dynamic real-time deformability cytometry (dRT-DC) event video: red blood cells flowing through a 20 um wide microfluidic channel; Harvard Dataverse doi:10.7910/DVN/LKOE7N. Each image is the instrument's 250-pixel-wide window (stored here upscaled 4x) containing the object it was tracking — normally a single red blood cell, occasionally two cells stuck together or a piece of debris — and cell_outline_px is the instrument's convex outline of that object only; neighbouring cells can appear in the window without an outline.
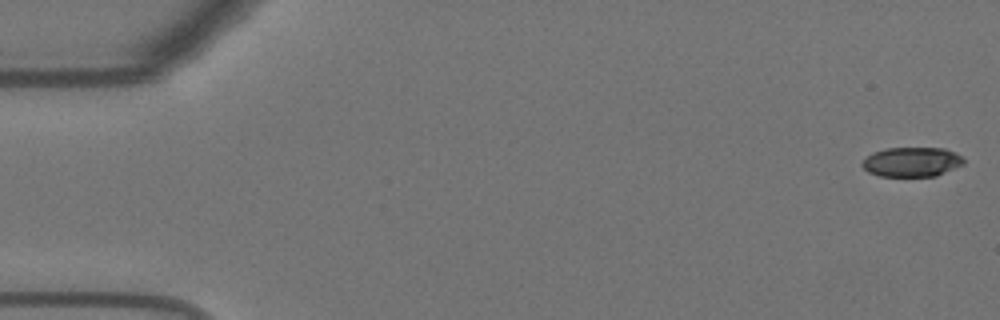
{"species": "Egyptian fruit bat (a non-hibernating species)", "species_latin": "Rousettus aegyptiacus", "temperature_condition": "warm", "stored_images_in_passage": 54, "camera_frame_rate_fps": 3000, "um_per_image_px": 0.085, "animal": {"sex": "female"}, "frame": {"image": 1, "passage_image": 1, "time_ms": 0.0, "image_size_px": [1000, 320], "cell_outline_px": [[964, 164], [936, 176], [880, 176], [868, 172], [860, 164], [872, 152], [884, 148], [944, 148], [956, 152], [964, 156]], "centroid_in_image_um": [77.53, 13.75], "position_along_channel_um": 7.5, "area_um2": 17.63}}
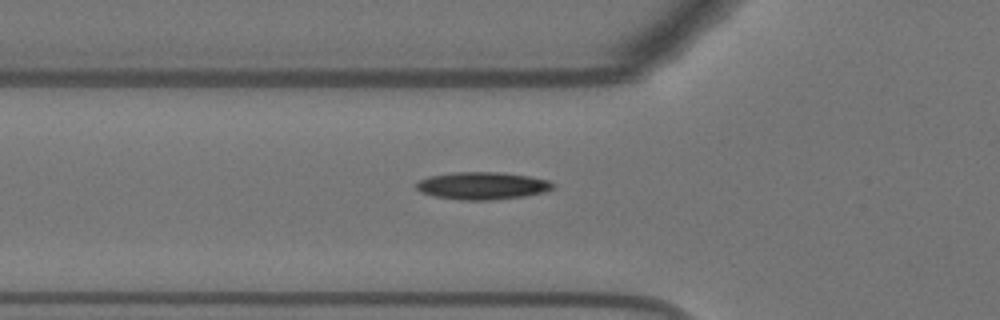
{"frame": {"image": 2, "passage_image": 19, "time_ms": 6.0, "image_size_px": [1000, 320], "cell_outline_px": [[556, 188], [544, 192], [524, 196], [492, 200], [460, 200], [436, 196], [420, 192], [416, 188], [416, 180], [428, 176], [452, 172], [500, 172], [528, 176], [548, 180], [556, 184]], "centroid_in_image_um": [40.99, 15.78], "position_along_channel_um": 84.8, "area_um2": 22.08}}
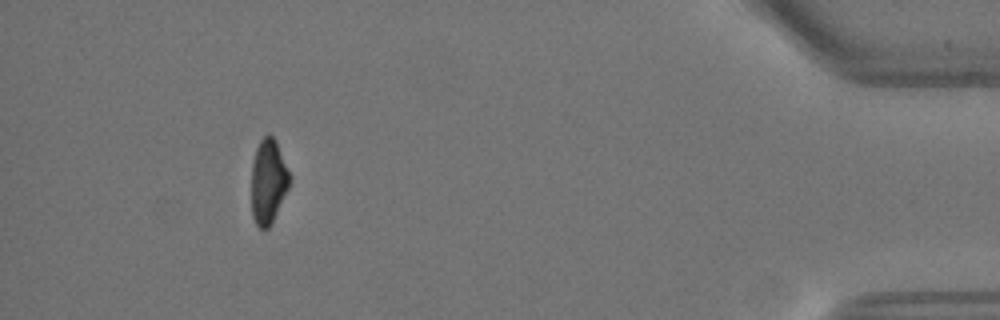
{"frame": {"image": 3, "passage_image": 51, "time_ms": 16.667, "image_size_px": [1000, 320], "cell_outline_px": [[292, 176], [288, 188], [268, 228], [260, 228], [256, 224], [252, 216], [252, 160], [256, 148], [260, 140], [264, 136], [272, 136], [276, 140]], "centroid_in_image_um": [22.81, 15.38], "position_along_channel_um": 412.4, "area_um2": 18.67}, "authors_computed_cell_mechanics": {"area_um2": 20.6924, "velocity_mm_per_s": 3.6469, "shape_relaxation_time_tau1_ms": 10.6885, "shape_relaxation_time_tau2_ms": 8.6121, "deformation_change_tau1": 0.2856, "deformation_change_tau2": 0.1888}}